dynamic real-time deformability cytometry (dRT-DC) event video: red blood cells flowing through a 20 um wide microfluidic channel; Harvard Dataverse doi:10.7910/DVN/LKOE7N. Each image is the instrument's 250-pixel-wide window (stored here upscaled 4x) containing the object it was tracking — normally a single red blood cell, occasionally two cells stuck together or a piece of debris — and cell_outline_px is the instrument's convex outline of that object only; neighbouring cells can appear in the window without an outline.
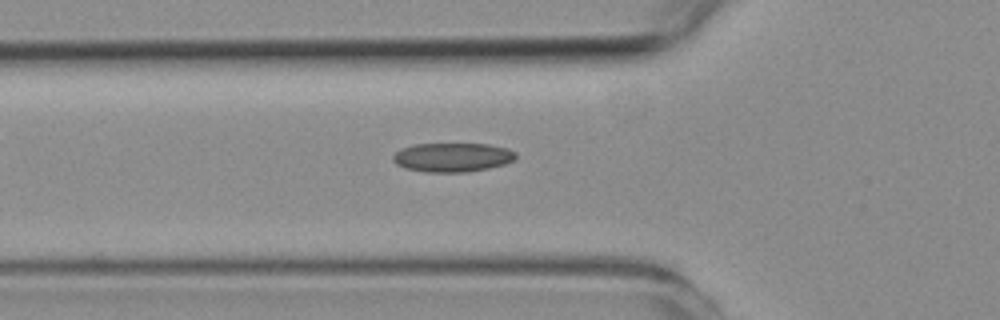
{"species": "common noctule bat (a hibernating species)", "species_latin": "Nyctalus noctula", "temperature_condition": "room temperature", "stored_images_in_passage": 49, "segment_of_instrument_passage": [1, 2], "camera_frame_rate_fps": 3000, "um_per_image_px": 0.085, "animal": {"sex": "female", "body_mass_g": 19.3, "forearm_length_mm": 54.1}, "frame": {"image": 1, "passage_image": 12, "time_ms": 3.667, "image_size_px": [1000, 320], "cell_outline_px": [[516, 160], [504, 164], [488, 168], [468, 172], [424, 172], [404, 168], [396, 164], [392, 160], [392, 156], [400, 148], [412, 144], [488, 144], [508, 148], [516, 152]], "centroid_in_image_um": [38.44, 13.37], "position_along_channel_um": 87.4, "area_um2": 21.04}}
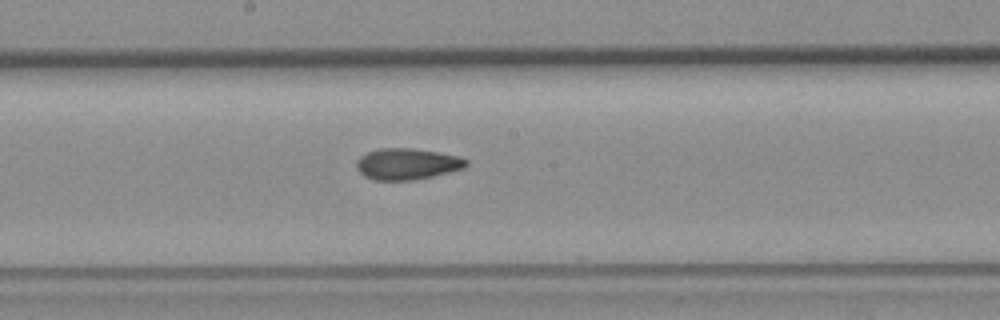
{"frame": {"image": 2, "passage_image": 22, "time_ms": 7.0, "image_size_px": [1000, 320], "cell_outline_px": [[468, 164], [464, 168], [416, 180], [372, 180], [364, 176], [356, 168], [356, 160], [360, 156], [368, 152], [380, 148], [412, 148], [436, 152], [456, 156], [468, 160]], "centroid_in_image_um": [34.56, 13.94], "position_along_channel_um": 213.6, "area_um2": 19.94}}
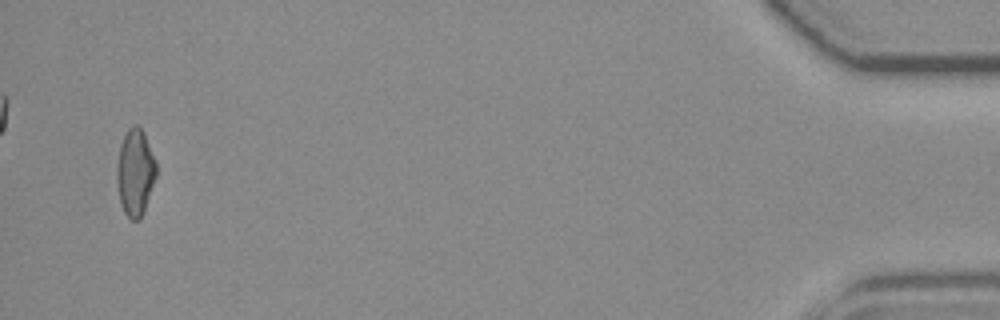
{"frame": {"image": 3, "passage_image": 46, "time_ms": 15.0, "image_size_px": [1000, 320], "cell_outline_px": [[156, 176], [144, 212], [136, 220], [132, 220], [124, 212], [120, 204], [116, 180], [116, 168], [120, 144], [128, 128], [132, 124], [136, 124], [144, 132], [156, 160]], "centroid_in_image_um": [11.48, 14.63], "position_along_channel_um": 423.7, "area_um2": 20.06}}